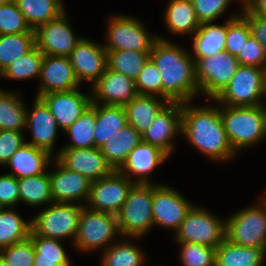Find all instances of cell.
<instances>
[{
    "mask_svg": "<svg viewBox=\"0 0 266 266\" xmlns=\"http://www.w3.org/2000/svg\"><path fill=\"white\" fill-rule=\"evenodd\" d=\"M150 58L160 71L162 98L170 102H191L199 94L195 61L187 50L158 36Z\"/></svg>",
    "mask_w": 266,
    "mask_h": 266,
    "instance_id": "obj_1",
    "label": "cell"
},
{
    "mask_svg": "<svg viewBox=\"0 0 266 266\" xmlns=\"http://www.w3.org/2000/svg\"><path fill=\"white\" fill-rule=\"evenodd\" d=\"M182 103L181 135L200 153L216 162L233 159V150L221 118V105L194 106ZM184 134V135H183Z\"/></svg>",
    "mask_w": 266,
    "mask_h": 266,
    "instance_id": "obj_2",
    "label": "cell"
},
{
    "mask_svg": "<svg viewBox=\"0 0 266 266\" xmlns=\"http://www.w3.org/2000/svg\"><path fill=\"white\" fill-rule=\"evenodd\" d=\"M221 118L233 150L247 149L266 138V106L221 105Z\"/></svg>",
    "mask_w": 266,
    "mask_h": 266,
    "instance_id": "obj_3",
    "label": "cell"
},
{
    "mask_svg": "<svg viewBox=\"0 0 266 266\" xmlns=\"http://www.w3.org/2000/svg\"><path fill=\"white\" fill-rule=\"evenodd\" d=\"M153 183H135L117 214L122 237L141 238L154 226L152 213Z\"/></svg>",
    "mask_w": 266,
    "mask_h": 266,
    "instance_id": "obj_4",
    "label": "cell"
},
{
    "mask_svg": "<svg viewBox=\"0 0 266 266\" xmlns=\"http://www.w3.org/2000/svg\"><path fill=\"white\" fill-rule=\"evenodd\" d=\"M120 235L117 215L95 211L83 206L77 234L73 244L76 249L83 252H93L94 250L108 248L115 240L114 237Z\"/></svg>",
    "mask_w": 266,
    "mask_h": 266,
    "instance_id": "obj_5",
    "label": "cell"
},
{
    "mask_svg": "<svg viewBox=\"0 0 266 266\" xmlns=\"http://www.w3.org/2000/svg\"><path fill=\"white\" fill-rule=\"evenodd\" d=\"M265 74V68L239 65L228 86L213 101L217 106L264 105Z\"/></svg>",
    "mask_w": 266,
    "mask_h": 266,
    "instance_id": "obj_6",
    "label": "cell"
},
{
    "mask_svg": "<svg viewBox=\"0 0 266 266\" xmlns=\"http://www.w3.org/2000/svg\"><path fill=\"white\" fill-rule=\"evenodd\" d=\"M84 205L52 202L31 219L32 231L45 238L75 240Z\"/></svg>",
    "mask_w": 266,
    "mask_h": 266,
    "instance_id": "obj_7",
    "label": "cell"
},
{
    "mask_svg": "<svg viewBox=\"0 0 266 266\" xmlns=\"http://www.w3.org/2000/svg\"><path fill=\"white\" fill-rule=\"evenodd\" d=\"M226 220V239L246 247L266 246V201L239 210Z\"/></svg>",
    "mask_w": 266,
    "mask_h": 266,
    "instance_id": "obj_8",
    "label": "cell"
},
{
    "mask_svg": "<svg viewBox=\"0 0 266 266\" xmlns=\"http://www.w3.org/2000/svg\"><path fill=\"white\" fill-rule=\"evenodd\" d=\"M217 217L206 209L193 206L175 231L176 242L217 248L226 239V220Z\"/></svg>",
    "mask_w": 266,
    "mask_h": 266,
    "instance_id": "obj_9",
    "label": "cell"
},
{
    "mask_svg": "<svg viewBox=\"0 0 266 266\" xmlns=\"http://www.w3.org/2000/svg\"><path fill=\"white\" fill-rule=\"evenodd\" d=\"M199 93L215 100L228 86L239 66L235 55L222 51L210 57L193 58Z\"/></svg>",
    "mask_w": 266,
    "mask_h": 266,
    "instance_id": "obj_10",
    "label": "cell"
},
{
    "mask_svg": "<svg viewBox=\"0 0 266 266\" xmlns=\"http://www.w3.org/2000/svg\"><path fill=\"white\" fill-rule=\"evenodd\" d=\"M106 51L151 52L158 36H150L142 22L132 16L115 15L108 20Z\"/></svg>",
    "mask_w": 266,
    "mask_h": 266,
    "instance_id": "obj_11",
    "label": "cell"
},
{
    "mask_svg": "<svg viewBox=\"0 0 266 266\" xmlns=\"http://www.w3.org/2000/svg\"><path fill=\"white\" fill-rule=\"evenodd\" d=\"M134 184L127 176L114 170L108 176L92 182L86 206L117 215Z\"/></svg>",
    "mask_w": 266,
    "mask_h": 266,
    "instance_id": "obj_12",
    "label": "cell"
},
{
    "mask_svg": "<svg viewBox=\"0 0 266 266\" xmlns=\"http://www.w3.org/2000/svg\"><path fill=\"white\" fill-rule=\"evenodd\" d=\"M194 205L181 193L165 184L153 183V223L176 231Z\"/></svg>",
    "mask_w": 266,
    "mask_h": 266,
    "instance_id": "obj_13",
    "label": "cell"
},
{
    "mask_svg": "<svg viewBox=\"0 0 266 266\" xmlns=\"http://www.w3.org/2000/svg\"><path fill=\"white\" fill-rule=\"evenodd\" d=\"M64 12L57 19L38 26L35 46L44 54L68 57L81 37H76Z\"/></svg>",
    "mask_w": 266,
    "mask_h": 266,
    "instance_id": "obj_14",
    "label": "cell"
},
{
    "mask_svg": "<svg viewBox=\"0 0 266 266\" xmlns=\"http://www.w3.org/2000/svg\"><path fill=\"white\" fill-rule=\"evenodd\" d=\"M55 158L69 170L75 171L89 180L106 177L114 170L108 164L100 148H62Z\"/></svg>",
    "mask_w": 266,
    "mask_h": 266,
    "instance_id": "obj_15",
    "label": "cell"
},
{
    "mask_svg": "<svg viewBox=\"0 0 266 266\" xmlns=\"http://www.w3.org/2000/svg\"><path fill=\"white\" fill-rule=\"evenodd\" d=\"M55 171L49 173L53 202L86 205L90 196L92 181L75 171L65 168L55 157ZM84 201L83 204L81 201Z\"/></svg>",
    "mask_w": 266,
    "mask_h": 266,
    "instance_id": "obj_16",
    "label": "cell"
},
{
    "mask_svg": "<svg viewBox=\"0 0 266 266\" xmlns=\"http://www.w3.org/2000/svg\"><path fill=\"white\" fill-rule=\"evenodd\" d=\"M182 131V103H168L156 116L150 127L142 134V141L151 144L169 157L173 152L172 139Z\"/></svg>",
    "mask_w": 266,
    "mask_h": 266,
    "instance_id": "obj_17",
    "label": "cell"
},
{
    "mask_svg": "<svg viewBox=\"0 0 266 266\" xmlns=\"http://www.w3.org/2000/svg\"><path fill=\"white\" fill-rule=\"evenodd\" d=\"M68 58L80 83L87 80L94 84L108 67L104 45L97 44L86 37L81 38Z\"/></svg>",
    "mask_w": 266,
    "mask_h": 266,
    "instance_id": "obj_18",
    "label": "cell"
},
{
    "mask_svg": "<svg viewBox=\"0 0 266 266\" xmlns=\"http://www.w3.org/2000/svg\"><path fill=\"white\" fill-rule=\"evenodd\" d=\"M91 89L92 103L103 105L125 106L138 95L133 79L108 67Z\"/></svg>",
    "mask_w": 266,
    "mask_h": 266,
    "instance_id": "obj_19",
    "label": "cell"
},
{
    "mask_svg": "<svg viewBox=\"0 0 266 266\" xmlns=\"http://www.w3.org/2000/svg\"><path fill=\"white\" fill-rule=\"evenodd\" d=\"M39 79L38 98L53 92L75 90L80 86L73 66L65 56L44 55Z\"/></svg>",
    "mask_w": 266,
    "mask_h": 266,
    "instance_id": "obj_20",
    "label": "cell"
},
{
    "mask_svg": "<svg viewBox=\"0 0 266 266\" xmlns=\"http://www.w3.org/2000/svg\"><path fill=\"white\" fill-rule=\"evenodd\" d=\"M79 89L53 92L40 97L62 131L71 126L92 104L91 94L85 95Z\"/></svg>",
    "mask_w": 266,
    "mask_h": 266,
    "instance_id": "obj_21",
    "label": "cell"
},
{
    "mask_svg": "<svg viewBox=\"0 0 266 266\" xmlns=\"http://www.w3.org/2000/svg\"><path fill=\"white\" fill-rule=\"evenodd\" d=\"M168 158L161 149L141 140L118 171L135 183L150 184L149 175ZM133 175L135 180L132 179Z\"/></svg>",
    "mask_w": 266,
    "mask_h": 266,
    "instance_id": "obj_22",
    "label": "cell"
},
{
    "mask_svg": "<svg viewBox=\"0 0 266 266\" xmlns=\"http://www.w3.org/2000/svg\"><path fill=\"white\" fill-rule=\"evenodd\" d=\"M32 111L27 110L26 128L30 129L32 139L26 142L53 154L55 139L60 129L49 107L38 97H35Z\"/></svg>",
    "mask_w": 266,
    "mask_h": 266,
    "instance_id": "obj_23",
    "label": "cell"
},
{
    "mask_svg": "<svg viewBox=\"0 0 266 266\" xmlns=\"http://www.w3.org/2000/svg\"><path fill=\"white\" fill-rule=\"evenodd\" d=\"M52 158L48 151L25 143L19 148L5 164L11 166V172L17 179L35 176L47 171L48 166L52 165Z\"/></svg>",
    "mask_w": 266,
    "mask_h": 266,
    "instance_id": "obj_24",
    "label": "cell"
},
{
    "mask_svg": "<svg viewBox=\"0 0 266 266\" xmlns=\"http://www.w3.org/2000/svg\"><path fill=\"white\" fill-rule=\"evenodd\" d=\"M266 246L246 247L225 239L216 248L215 266H263Z\"/></svg>",
    "mask_w": 266,
    "mask_h": 266,
    "instance_id": "obj_25",
    "label": "cell"
},
{
    "mask_svg": "<svg viewBox=\"0 0 266 266\" xmlns=\"http://www.w3.org/2000/svg\"><path fill=\"white\" fill-rule=\"evenodd\" d=\"M142 135L130 124H126L100 147L113 170L118 171L129 153L141 142Z\"/></svg>",
    "mask_w": 266,
    "mask_h": 266,
    "instance_id": "obj_26",
    "label": "cell"
},
{
    "mask_svg": "<svg viewBox=\"0 0 266 266\" xmlns=\"http://www.w3.org/2000/svg\"><path fill=\"white\" fill-rule=\"evenodd\" d=\"M168 103L161 97L138 94L124 106L127 123L142 135Z\"/></svg>",
    "mask_w": 266,
    "mask_h": 266,
    "instance_id": "obj_27",
    "label": "cell"
},
{
    "mask_svg": "<svg viewBox=\"0 0 266 266\" xmlns=\"http://www.w3.org/2000/svg\"><path fill=\"white\" fill-rule=\"evenodd\" d=\"M192 36V58L210 57L225 51L227 21L221 25L214 24V22L201 23L199 28Z\"/></svg>",
    "mask_w": 266,
    "mask_h": 266,
    "instance_id": "obj_28",
    "label": "cell"
},
{
    "mask_svg": "<svg viewBox=\"0 0 266 266\" xmlns=\"http://www.w3.org/2000/svg\"><path fill=\"white\" fill-rule=\"evenodd\" d=\"M126 124L128 123L124 106L96 103L95 147L100 148L103 146L109 138L120 131Z\"/></svg>",
    "mask_w": 266,
    "mask_h": 266,
    "instance_id": "obj_29",
    "label": "cell"
},
{
    "mask_svg": "<svg viewBox=\"0 0 266 266\" xmlns=\"http://www.w3.org/2000/svg\"><path fill=\"white\" fill-rule=\"evenodd\" d=\"M164 21L171 34L193 35L200 26L191 0H169Z\"/></svg>",
    "mask_w": 266,
    "mask_h": 266,
    "instance_id": "obj_30",
    "label": "cell"
},
{
    "mask_svg": "<svg viewBox=\"0 0 266 266\" xmlns=\"http://www.w3.org/2000/svg\"><path fill=\"white\" fill-rule=\"evenodd\" d=\"M27 24L35 30L38 26L57 19L64 12L61 0H15Z\"/></svg>",
    "mask_w": 266,
    "mask_h": 266,
    "instance_id": "obj_31",
    "label": "cell"
},
{
    "mask_svg": "<svg viewBox=\"0 0 266 266\" xmlns=\"http://www.w3.org/2000/svg\"><path fill=\"white\" fill-rule=\"evenodd\" d=\"M18 92L0 89V130L24 132L27 107Z\"/></svg>",
    "mask_w": 266,
    "mask_h": 266,
    "instance_id": "obj_32",
    "label": "cell"
},
{
    "mask_svg": "<svg viewBox=\"0 0 266 266\" xmlns=\"http://www.w3.org/2000/svg\"><path fill=\"white\" fill-rule=\"evenodd\" d=\"M29 237L35 250L33 266H71L67 252L61 244L62 240L45 238L32 230Z\"/></svg>",
    "mask_w": 266,
    "mask_h": 266,
    "instance_id": "obj_33",
    "label": "cell"
},
{
    "mask_svg": "<svg viewBox=\"0 0 266 266\" xmlns=\"http://www.w3.org/2000/svg\"><path fill=\"white\" fill-rule=\"evenodd\" d=\"M49 172L18 179L20 202L32 207L53 202Z\"/></svg>",
    "mask_w": 266,
    "mask_h": 266,
    "instance_id": "obj_34",
    "label": "cell"
},
{
    "mask_svg": "<svg viewBox=\"0 0 266 266\" xmlns=\"http://www.w3.org/2000/svg\"><path fill=\"white\" fill-rule=\"evenodd\" d=\"M13 208H0V249L27 239L31 219L25 221Z\"/></svg>",
    "mask_w": 266,
    "mask_h": 266,
    "instance_id": "obj_35",
    "label": "cell"
},
{
    "mask_svg": "<svg viewBox=\"0 0 266 266\" xmlns=\"http://www.w3.org/2000/svg\"><path fill=\"white\" fill-rule=\"evenodd\" d=\"M96 121V103H92L86 111L63 132L68 134L70 142L63 148L95 147L94 130Z\"/></svg>",
    "mask_w": 266,
    "mask_h": 266,
    "instance_id": "obj_36",
    "label": "cell"
},
{
    "mask_svg": "<svg viewBox=\"0 0 266 266\" xmlns=\"http://www.w3.org/2000/svg\"><path fill=\"white\" fill-rule=\"evenodd\" d=\"M101 266H143L145 255L136 244L114 241L102 253Z\"/></svg>",
    "mask_w": 266,
    "mask_h": 266,
    "instance_id": "obj_37",
    "label": "cell"
},
{
    "mask_svg": "<svg viewBox=\"0 0 266 266\" xmlns=\"http://www.w3.org/2000/svg\"><path fill=\"white\" fill-rule=\"evenodd\" d=\"M149 58L150 52H137L132 50L107 51L108 68L124 74L134 81Z\"/></svg>",
    "mask_w": 266,
    "mask_h": 266,
    "instance_id": "obj_38",
    "label": "cell"
},
{
    "mask_svg": "<svg viewBox=\"0 0 266 266\" xmlns=\"http://www.w3.org/2000/svg\"><path fill=\"white\" fill-rule=\"evenodd\" d=\"M35 46V32L0 35V74Z\"/></svg>",
    "mask_w": 266,
    "mask_h": 266,
    "instance_id": "obj_39",
    "label": "cell"
},
{
    "mask_svg": "<svg viewBox=\"0 0 266 266\" xmlns=\"http://www.w3.org/2000/svg\"><path fill=\"white\" fill-rule=\"evenodd\" d=\"M44 54L34 46L25 55L19 56L0 74L1 79L28 80L40 77Z\"/></svg>",
    "mask_w": 266,
    "mask_h": 266,
    "instance_id": "obj_40",
    "label": "cell"
},
{
    "mask_svg": "<svg viewBox=\"0 0 266 266\" xmlns=\"http://www.w3.org/2000/svg\"><path fill=\"white\" fill-rule=\"evenodd\" d=\"M248 21L241 14H234L227 20V38L225 52L237 56L244 43L251 37Z\"/></svg>",
    "mask_w": 266,
    "mask_h": 266,
    "instance_id": "obj_41",
    "label": "cell"
},
{
    "mask_svg": "<svg viewBox=\"0 0 266 266\" xmlns=\"http://www.w3.org/2000/svg\"><path fill=\"white\" fill-rule=\"evenodd\" d=\"M35 32L27 24L15 0L0 5V35Z\"/></svg>",
    "mask_w": 266,
    "mask_h": 266,
    "instance_id": "obj_42",
    "label": "cell"
},
{
    "mask_svg": "<svg viewBox=\"0 0 266 266\" xmlns=\"http://www.w3.org/2000/svg\"><path fill=\"white\" fill-rule=\"evenodd\" d=\"M180 244V260L183 266H215L216 248L202 244L177 242Z\"/></svg>",
    "mask_w": 266,
    "mask_h": 266,
    "instance_id": "obj_43",
    "label": "cell"
},
{
    "mask_svg": "<svg viewBox=\"0 0 266 266\" xmlns=\"http://www.w3.org/2000/svg\"><path fill=\"white\" fill-rule=\"evenodd\" d=\"M135 86L138 94L162 98V80L156 64L149 58L140 71Z\"/></svg>",
    "mask_w": 266,
    "mask_h": 266,
    "instance_id": "obj_44",
    "label": "cell"
},
{
    "mask_svg": "<svg viewBox=\"0 0 266 266\" xmlns=\"http://www.w3.org/2000/svg\"><path fill=\"white\" fill-rule=\"evenodd\" d=\"M0 257L10 266H33L35 250L32 239L28 237L23 241L0 249Z\"/></svg>",
    "mask_w": 266,
    "mask_h": 266,
    "instance_id": "obj_45",
    "label": "cell"
},
{
    "mask_svg": "<svg viewBox=\"0 0 266 266\" xmlns=\"http://www.w3.org/2000/svg\"><path fill=\"white\" fill-rule=\"evenodd\" d=\"M197 20L200 23L214 22L228 8L233 0H191ZM240 1V0H238ZM242 1V0H241Z\"/></svg>",
    "mask_w": 266,
    "mask_h": 266,
    "instance_id": "obj_46",
    "label": "cell"
},
{
    "mask_svg": "<svg viewBox=\"0 0 266 266\" xmlns=\"http://www.w3.org/2000/svg\"><path fill=\"white\" fill-rule=\"evenodd\" d=\"M239 65L266 69V54L261 43L251 36L237 54Z\"/></svg>",
    "mask_w": 266,
    "mask_h": 266,
    "instance_id": "obj_47",
    "label": "cell"
},
{
    "mask_svg": "<svg viewBox=\"0 0 266 266\" xmlns=\"http://www.w3.org/2000/svg\"><path fill=\"white\" fill-rule=\"evenodd\" d=\"M23 133L0 130V165H5L11 156L26 143Z\"/></svg>",
    "mask_w": 266,
    "mask_h": 266,
    "instance_id": "obj_48",
    "label": "cell"
},
{
    "mask_svg": "<svg viewBox=\"0 0 266 266\" xmlns=\"http://www.w3.org/2000/svg\"><path fill=\"white\" fill-rule=\"evenodd\" d=\"M20 202L18 179L11 174L0 175V208H14Z\"/></svg>",
    "mask_w": 266,
    "mask_h": 266,
    "instance_id": "obj_49",
    "label": "cell"
},
{
    "mask_svg": "<svg viewBox=\"0 0 266 266\" xmlns=\"http://www.w3.org/2000/svg\"><path fill=\"white\" fill-rule=\"evenodd\" d=\"M241 7V15L248 21L251 35L261 43L266 54V18L252 14L244 5Z\"/></svg>",
    "mask_w": 266,
    "mask_h": 266,
    "instance_id": "obj_50",
    "label": "cell"
},
{
    "mask_svg": "<svg viewBox=\"0 0 266 266\" xmlns=\"http://www.w3.org/2000/svg\"><path fill=\"white\" fill-rule=\"evenodd\" d=\"M244 6L252 14L266 18V0H248Z\"/></svg>",
    "mask_w": 266,
    "mask_h": 266,
    "instance_id": "obj_51",
    "label": "cell"
},
{
    "mask_svg": "<svg viewBox=\"0 0 266 266\" xmlns=\"http://www.w3.org/2000/svg\"><path fill=\"white\" fill-rule=\"evenodd\" d=\"M0 266H10L3 258L0 257Z\"/></svg>",
    "mask_w": 266,
    "mask_h": 266,
    "instance_id": "obj_52",
    "label": "cell"
},
{
    "mask_svg": "<svg viewBox=\"0 0 266 266\" xmlns=\"http://www.w3.org/2000/svg\"><path fill=\"white\" fill-rule=\"evenodd\" d=\"M12 0H0V5L11 2Z\"/></svg>",
    "mask_w": 266,
    "mask_h": 266,
    "instance_id": "obj_53",
    "label": "cell"
},
{
    "mask_svg": "<svg viewBox=\"0 0 266 266\" xmlns=\"http://www.w3.org/2000/svg\"><path fill=\"white\" fill-rule=\"evenodd\" d=\"M264 98H266V74H265V84H264ZM264 106H266L264 104Z\"/></svg>",
    "mask_w": 266,
    "mask_h": 266,
    "instance_id": "obj_54",
    "label": "cell"
},
{
    "mask_svg": "<svg viewBox=\"0 0 266 266\" xmlns=\"http://www.w3.org/2000/svg\"><path fill=\"white\" fill-rule=\"evenodd\" d=\"M262 198L266 201V192L262 195Z\"/></svg>",
    "mask_w": 266,
    "mask_h": 266,
    "instance_id": "obj_55",
    "label": "cell"
},
{
    "mask_svg": "<svg viewBox=\"0 0 266 266\" xmlns=\"http://www.w3.org/2000/svg\"><path fill=\"white\" fill-rule=\"evenodd\" d=\"M248 0H242V5H244Z\"/></svg>",
    "mask_w": 266,
    "mask_h": 266,
    "instance_id": "obj_56",
    "label": "cell"
}]
</instances>
